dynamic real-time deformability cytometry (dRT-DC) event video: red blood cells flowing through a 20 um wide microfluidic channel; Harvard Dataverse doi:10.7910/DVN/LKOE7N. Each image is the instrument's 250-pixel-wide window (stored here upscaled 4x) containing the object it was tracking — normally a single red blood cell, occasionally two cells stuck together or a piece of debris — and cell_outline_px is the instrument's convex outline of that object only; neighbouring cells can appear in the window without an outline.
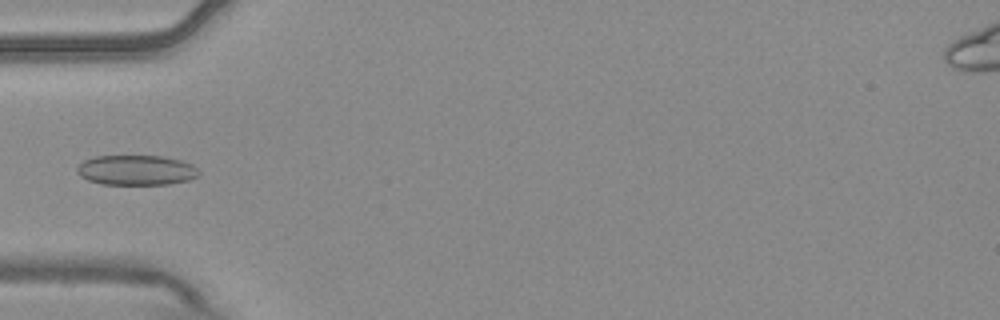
{"species": "common noctule bat (a hibernating species)", "species_latin": "Nyctalus noctula", "temperature_condition": "warm", "stored_images_in_passage": 4, "camera_frame_rate_fps": 3000, "um_per_image_px": 0.085, "animal": {"sex": "male", "body_mass_g": 20.4}, "frame": {"image": 1, "passage_image": 4, "time_ms": 1.0, "image_size_px": [1000, 320], "cell_outline_px": [[200, 176], [188, 180], [168, 184], [100, 184], [88, 180], [80, 176], [76, 172], [76, 168], [84, 160], [96, 156], [164, 156], [180, 160], [192, 164], [200, 172]], "centroid_in_image_um": [11.59, 14.46], "position_along_channel_um": 73.4, "area_um2": 21.39}}